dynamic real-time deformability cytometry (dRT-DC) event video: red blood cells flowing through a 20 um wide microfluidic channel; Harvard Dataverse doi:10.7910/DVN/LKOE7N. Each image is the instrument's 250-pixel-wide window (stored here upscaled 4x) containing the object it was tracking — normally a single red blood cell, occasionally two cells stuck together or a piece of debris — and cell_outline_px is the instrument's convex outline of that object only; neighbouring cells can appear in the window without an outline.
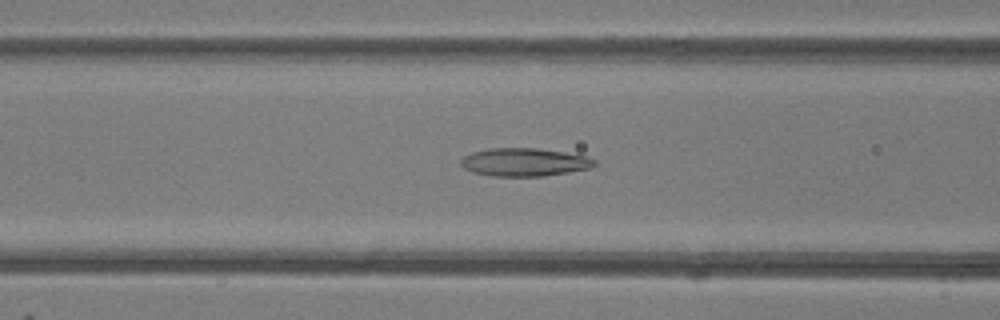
{"species": "common noctule bat (a hibernating species)", "species_latin": "Nyctalus noctula", "temperature_condition": "room temperature", "stored_images_in_passage": 44, "camera_frame_rate_fps": 3000, "um_per_image_px": 0.085, "animal": {"sex": "female"}, "frame": {"image": 1, "passage_image": 20, "time_ms": 6.333, "image_size_px": [1000, 320], "cell_outline_px": [[596, 164], [592, 168], [544, 176], [492, 176], [472, 172], [464, 168], [460, 164], [460, 160], [464, 156], [472, 152], [488, 148], [536, 148], [564, 152], [584, 156], [596, 160]], "centroid_in_image_um": [44.55, 13.78], "position_along_channel_um": 122.1, "area_um2": 21.91}}
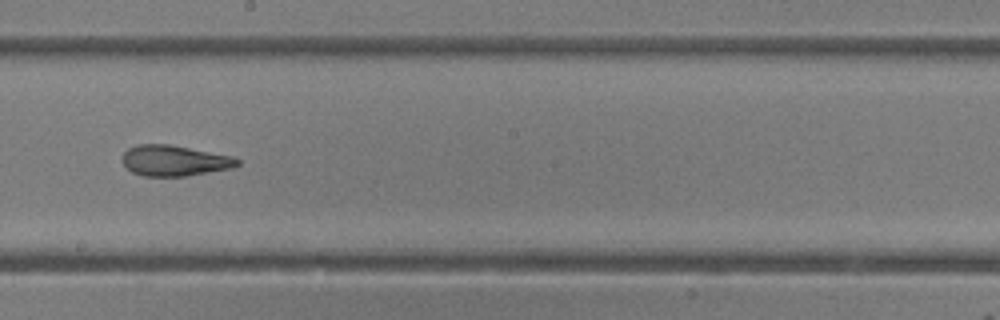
{"frame": {"image": 2, "passage_image": 28, "time_ms": 9.0, "image_size_px": [1000, 320], "cell_outline_px": [[240, 164], [232, 168], [188, 176], [144, 176], [132, 172], [120, 160], [124, 152], [128, 148], [136, 144], [168, 144], [232, 156], [240, 160]], "centroid_in_image_um": [14.81, 13.65], "position_along_channel_um": 233.4, "area_um2": 20.63}}
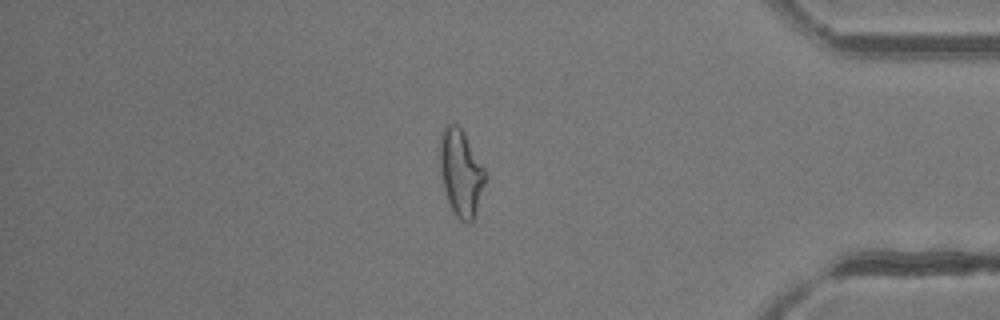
{"frame": {"image": 3, "passage_image": 42, "time_ms": 13.667, "image_size_px": [1000, 320], "cell_outline_px": [[488, 176], [472, 220], [468, 224], [460, 220], [456, 216], [448, 200], [444, 188], [440, 172], [440, 132], [448, 124], [456, 124], [460, 128], [488, 172]], "centroid_in_image_um": [39.19, 14.68], "position_along_channel_um": 396.0, "area_um2": 22.72}, "authors_computed_cell_mechanics": {"area_um2": 22.3686, "velocity_mm_per_s": 4.1811, "shape_relaxation_time_tau1_ms": 11.3053, "shape_relaxation_time_tau2_ms": 2.0472, "deformation_change_tau1": 0.2819, "deformation_change_tau2": 0.1033}}